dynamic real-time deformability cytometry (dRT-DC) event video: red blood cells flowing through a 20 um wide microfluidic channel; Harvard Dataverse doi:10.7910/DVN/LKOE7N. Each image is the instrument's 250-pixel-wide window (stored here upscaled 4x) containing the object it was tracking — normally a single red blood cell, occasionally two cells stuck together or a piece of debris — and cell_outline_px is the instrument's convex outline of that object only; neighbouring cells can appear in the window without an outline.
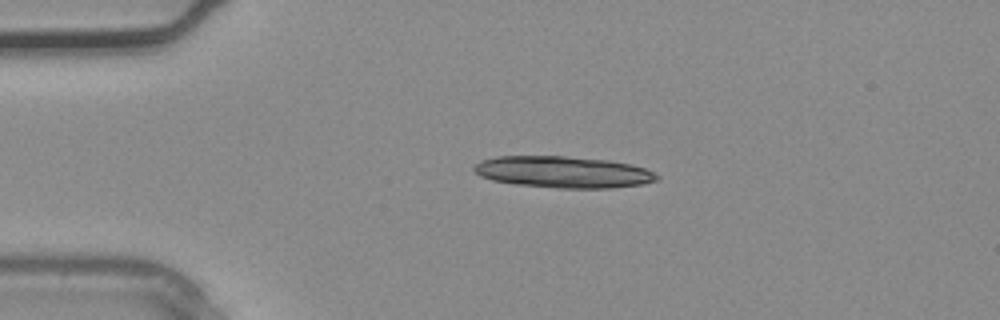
{"species": "common noctule bat (a hibernating species)", "species_latin": "Nyctalus noctula", "temperature_condition": "warm", "stored_images_in_passage": 2, "camera_frame_rate_fps": 3000, "um_per_image_px": 0.085, "animal": {"sex": "male", "body_mass_g": 20.4}, "frame": {"image": 1, "passage_image": 2, "time_ms": 0.333, "image_size_px": [1000, 320], "cell_outline_px": [[660, 176], [656, 180], [644, 184], [612, 188], [556, 188], [516, 184], [492, 180], [480, 176], [472, 168], [480, 160], [496, 156], [564, 156], [608, 160], [632, 164], [644, 168]], "centroid_in_image_um": [47.86, 14.62], "position_along_channel_um": 37.1, "area_um2": 33.7}}